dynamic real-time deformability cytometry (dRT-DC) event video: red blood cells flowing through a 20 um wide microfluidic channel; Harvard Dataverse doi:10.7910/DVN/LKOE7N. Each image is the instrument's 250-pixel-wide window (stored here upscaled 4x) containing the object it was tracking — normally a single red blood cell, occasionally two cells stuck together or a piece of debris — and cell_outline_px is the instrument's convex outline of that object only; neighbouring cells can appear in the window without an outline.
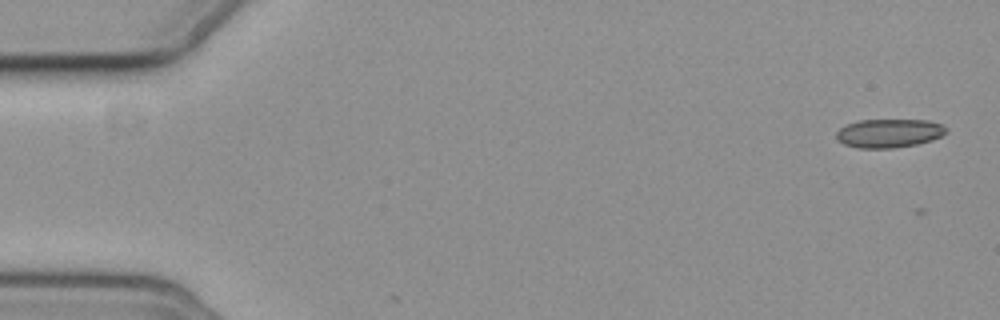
{"species": "common noctule bat (a hibernating species)", "species_latin": "Nyctalus noctula", "temperature_condition": "cold", "stored_images_in_passage": 5, "camera_frame_rate_fps": 3000, "um_per_image_px": 0.085, "animal": {"sex": "female", "body_mass_g": 19.3, "forearm_length_mm": 54.1}, "frame": {"image": 1, "passage_image": 1, "time_ms": 0.0, "image_size_px": [1000, 320], "cell_outline_px": [[948, 132], [932, 140], [916, 144], [896, 148], [856, 148], [844, 144], [836, 140], [836, 132], [840, 128], [848, 124], [860, 120], [928, 120], [944, 124], [948, 128]], "centroid_in_image_um": [75.59, 11.32], "position_along_channel_um": 9.4, "area_um2": 18.55}}